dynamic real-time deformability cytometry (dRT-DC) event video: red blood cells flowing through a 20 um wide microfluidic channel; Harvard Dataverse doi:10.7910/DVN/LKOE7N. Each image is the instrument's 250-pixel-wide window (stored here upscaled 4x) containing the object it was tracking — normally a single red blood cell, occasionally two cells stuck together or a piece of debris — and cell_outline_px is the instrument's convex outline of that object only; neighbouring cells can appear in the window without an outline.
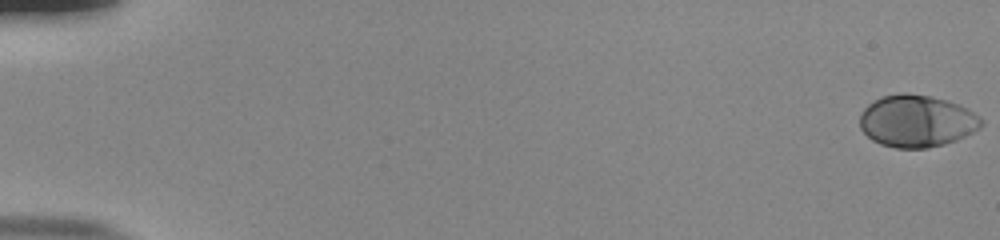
{"species": "human", "species_latin": "Homo sapiens", "temperature_condition": "room temperature", "stored_images_in_passage": 55, "camera_frame_rate_fps": 3000, "um_per_image_px": 0.085, "donor": {"sex": "male"}, "frame": {"image": 1, "passage_image": 1, "time_ms": 0.0, "image_size_px": [1000, 240], "cell_outline_px": [[984, 124], [980, 128], [956, 140], [944, 144], [928, 148], [896, 148], [880, 144], [872, 140], [860, 128], [860, 112], [868, 104], [884, 96], [904, 92], [932, 96], [948, 100], [968, 108], [980, 116], [984, 120]], "centroid_in_image_um": [77.94, 10.28], "position_along_channel_um": 7.1, "area_um2": 37.11}}
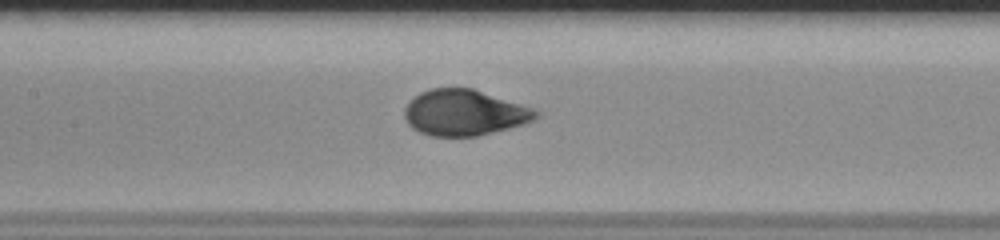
{"frame": {"image": 2, "passage_image": 28, "time_ms": 9.0, "image_size_px": [1000, 240], "cell_outline_px": [[540, 116], [524, 124], [476, 136], [428, 136], [412, 128], [408, 124], [404, 116], [404, 108], [420, 92], [432, 88], [472, 88], [532, 108], [540, 112]], "centroid_in_image_um": [39.45, 9.58], "position_along_channel_um": 167.9, "area_um2": 34.85}}
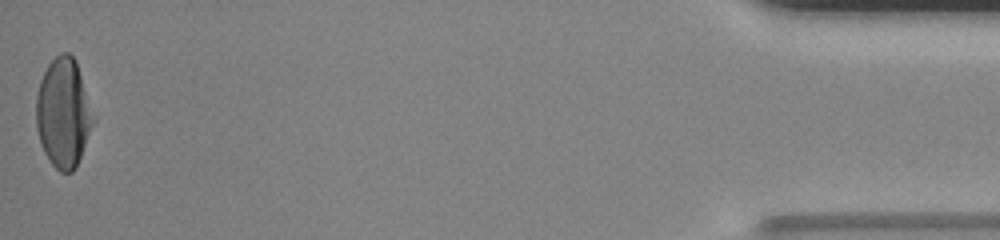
{"frame": {"image": 3, "passage_image": 55, "time_ms": 18.0, "image_size_px": [1000, 240], "cell_outline_px": [[96, 120], [76, 168], [72, 172], [60, 172], [52, 164], [44, 152], [40, 144], [36, 128], [36, 96], [40, 80], [48, 64], [60, 52], [68, 52], [76, 60]], "centroid_in_image_um": [5.4, 9.61], "position_along_channel_um": 429.8, "area_um2": 36.7}, "authors_computed_cell_mechanics": {"area_um2": 35.3158, "velocity_mm_per_s": 3.844, "shape_relaxation_time_tau1_ms": 3.637, "shape_relaxation_time_tau2_ms": null, "deformation_change_tau1": 0.1929, "deformation_change_tau2": null}}